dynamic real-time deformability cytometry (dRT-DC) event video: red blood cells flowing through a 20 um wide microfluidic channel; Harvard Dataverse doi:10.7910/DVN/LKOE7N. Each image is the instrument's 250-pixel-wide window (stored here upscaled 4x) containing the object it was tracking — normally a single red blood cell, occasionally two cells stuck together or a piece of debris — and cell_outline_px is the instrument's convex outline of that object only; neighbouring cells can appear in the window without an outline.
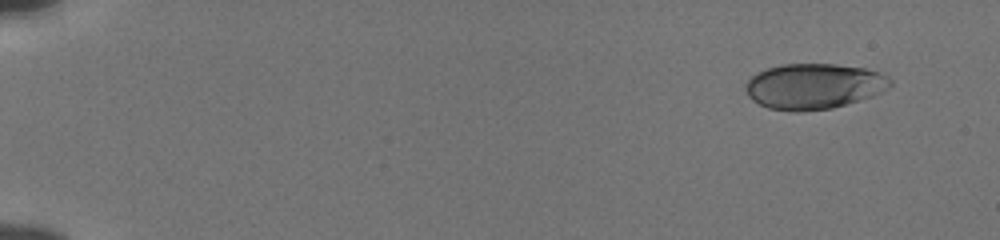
{"species": "human", "species_latin": "Homo sapiens", "temperature_condition": "cold", "stored_images_in_passage": 51, "camera_frame_rate_fps": 3000, "um_per_image_px": 0.085, "donor": {"sex": "male"}, "frame": {"image": 1, "passage_image": 1, "time_ms": 0.0, "image_size_px": [1000, 240], "cell_outline_px": [[892, 84], [888, 88], [872, 96], [832, 108], [800, 112], [796, 112], [768, 108], [752, 100], [748, 96], [744, 88], [748, 80], [756, 72], [780, 64], [836, 64], [864, 68], [880, 72], [888, 76], [892, 80]], "centroid_in_image_um": [69.17, 7.33], "position_along_channel_um": 15.8, "area_um2": 38.55}}
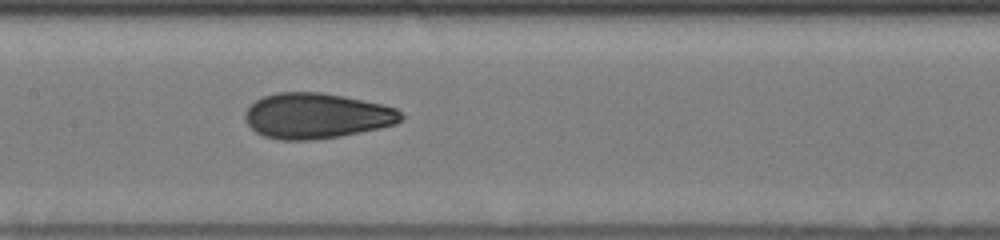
{"frame": {"image": 2, "passage_image": 26, "time_ms": 8.333, "image_size_px": [1000, 240], "cell_outline_px": [[404, 120], [396, 124], [380, 128], [340, 136], [312, 140], [280, 140], [264, 136], [256, 132], [248, 124], [244, 116], [244, 112], [256, 100], [264, 96], [276, 92], [320, 92], [344, 96], [380, 104], [396, 108], [404, 116]], "centroid_in_image_um": [26.91, 9.85], "position_along_channel_um": 180.5, "area_um2": 41.33}}
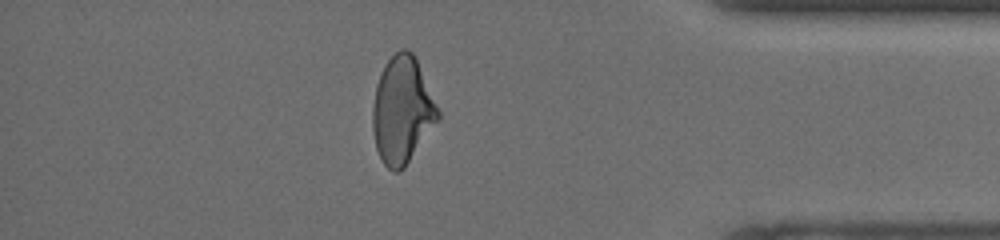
{"frame": {"image": 3, "passage_image": 45, "time_ms": 14.667, "image_size_px": [1000, 240], "cell_outline_px": [[440, 120], [404, 168], [400, 172], [392, 172], [380, 160], [376, 148], [372, 128], [372, 108], [376, 84], [380, 72], [384, 64], [400, 48], [408, 48], [416, 56], [440, 112]], "centroid_in_image_um": [34.19, 9.37], "position_along_channel_um": 401.0, "area_um2": 41.33}, "authors_computed_cell_mechanics": {"area_um2": 40.3444, "velocity_mm_per_s": 3.8482, "shape_relaxation_time_tau1_ms": 5.91, "shape_relaxation_time_tau2_ms": 1.3016, "deformation_change_tau1": 0.1739, "deformation_change_tau2": 0.0596}}